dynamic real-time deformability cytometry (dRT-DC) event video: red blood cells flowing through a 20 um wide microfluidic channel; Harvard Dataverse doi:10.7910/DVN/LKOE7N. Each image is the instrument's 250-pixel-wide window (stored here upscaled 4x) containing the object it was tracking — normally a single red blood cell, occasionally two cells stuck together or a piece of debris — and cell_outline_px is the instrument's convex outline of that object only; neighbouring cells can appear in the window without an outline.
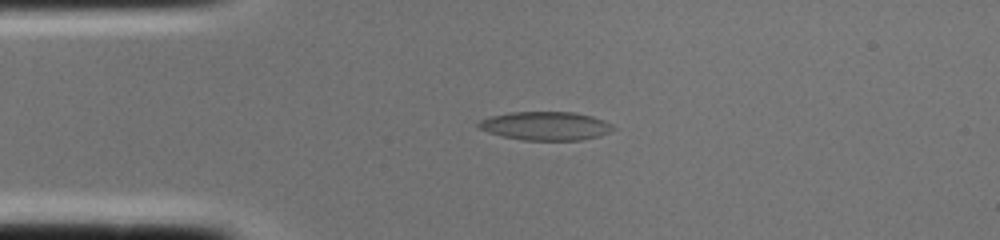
{"species": "common noctule bat (a hibernating species)", "species_latin": "Nyctalus noctula", "temperature_condition": "cold", "stored_images_in_passage": 1, "camera_frame_rate_fps": 3000, "um_per_image_px": 0.085, "animal": {"sex": "female", "body_mass_g": 22.0, "forearm_length_mm": 56.7}, "frame": {"image": 1, "passage_image": 1, "time_ms": 0.0, "image_size_px": [1000, 240], "cell_outline_px": [[616, 128], [600, 136], [580, 140], [524, 140], [500, 136], [488, 132], [480, 128], [476, 124], [480, 120], [492, 116], [512, 112], [572, 112], [592, 116], [604, 120], [612, 124]], "centroid_in_image_um": [46.39, 10.7], "position_along_channel_um": 38.6, "area_um2": 22.37}}